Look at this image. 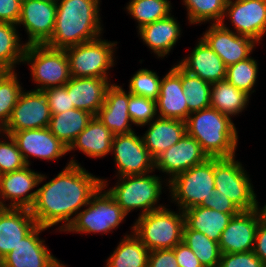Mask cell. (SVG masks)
I'll list each match as a JSON object with an SVG mask.
<instances>
[{
  "mask_svg": "<svg viewBox=\"0 0 266 267\" xmlns=\"http://www.w3.org/2000/svg\"><path fill=\"white\" fill-rule=\"evenodd\" d=\"M156 107L160 118L181 121L188 119V104L182 85V68L178 64L173 65L163 76Z\"/></svg>",
  "mask_w": 266,
  "mask_h": 267,
  "instance_id": "cell-20",
  "label": "cell"
},
{
  "mask_svg": "<svg viewBox=\"0 0 266 267\" xmlns=\"http://www.w3.org/2000/svg\"><path fill=\"white\" fill-rule=\"evenodd\" d=\"M11 136L27 165H31L30 156L40 160L55 161L68 154V148L50 132L48 127L17 131Z\"/></svg>",
  "mask_w": 266,
  "mask_h": 267,
  "instance_id": "cell-19",
  "label": "cell"
},
{
  "mask_svg": "<svg viewBox=\"0 0 266 267\" xmlns=\"http://www.w3.org/2000/svg\"><path fill=\"white\" fill-rule=\"evenodd\" d=\"M187 134L200 145L208 158L236 156L238 131L231 117L209 107L192 112L186 120Z\"/></svg>",
  "mask_w": 266,
  "mask_h": 267,
  "instance_id": "cell-3",
  "label": "cell"
},
{
  "mask_svg": "<svg viewBox=\"0 0 266 267\" xmlns=\"http://www.w3.org/2000/svg\"><path fill=\"white\" fill-rule=\"evenodd\" d=\"M4 136V137H2ZM0 175L10 173L27 166L22 153L12 136L2 133L0 135Z\"/></svg>",
  "mask_w": 266,
  "mask_h": 267,
  "instance_id": "cell-41",
  "label": "cell"
},
{
  "mask_svg": "<svg viewBox=\"0 0 266 267\" xmlns=\"http://www.w3.org/2000/svg\"><path fill=\"white\" fill-rule=\"evenodd\" d=\"M151 173V174H150ZM149 172L141 175L116 177L117 183L107 191L127 214L140 210L139 216L164 208L158 204L162 194V176Z\"/></svg>",
  "mask_w": 266,
  "mask_h": 267,
  "instance_id": "cell-5",
  "label": "cell"
},
{
  "mask_svg": "<svg viewBox=\"0 0 266 267\" xmlns=\"http://www.w3.org/2000/svg\"><path fill=\"white\" fill-rule=\"evenodd\" d=\"M259 225L255 210L241 211L233 216L219 239L222 254L253 251Z\"/></svg>",
  "mask_w": 266,
  "mask_h": 267,
  "instance_id": "cell-21",
  "label": "cell"
},
{
  "mask_svg": "<svg viewBox=\"0 0 266 267\" xmlns=\"http://www.w3.org/2000/svg\"><path fill=\"white\" fill-rule=\"evenodd\" d=\"M114 134L94 116L86 128L75 138L68 153L79 150L89 158H103L112 151Z\"/></svg>",
  "mask_w": 266,
  "mask_h": 267,
  "instance_id": "cell-28",
  "label": "cell"
},
{
  "mask_svg": "<svg viewBox=\"0 0 266 267\" xmlns=\"http://www.w3.org/2000/svg\"><path fill=\"white\" fill-rule=\"evenodd\" d=\"M226 18L235 33L260 43L266 34V0H227L222 22Z\"/></svg>",
  "mask_w": 266,
  "mask_h": 267,
  "instance_id": "cell-14",
  "label": "cell"
},
{
  "mask_svg": "<svg viewBox=\"0 0 266 267\" xmlns=\"http://www.w3.org/2000/svg\"><path fill=\"white\" fill-rule=\"evenodd\" d=\"M3 133V129L0 127V135Z\"/></svg>",
  "mask_w": 266,
  "mask_h": 267,
  "instance_id": "cell-53",
  "label": "cell"
},
{
  "mask_svg": "<svg viewBox=\"0 0 266 267\" xmlns=\"http://www.w3.org/2000/svg\"><path fill=\"white\" fill-rule=\"evenodd\" d=\"M182 242H184L197 256L203 267H218L221 259V250L218 242L209 239L202 232L183 228Z\"/></svg>",
  "mask_w": 266,
  "mask_h": 267,
  "instance_id": "cell-34",
  "label": "cell"
},
{
  "mask_svg": "<svg viewBox=\"0 0 266 267\" xmlns=\"http://www.w3.org/2000/svg\"><path fill=\"white\" fill-rule=\"evenodd\" d=\"M16 71H6L0 78V127L9 122L12 111L23 91ZM21 83V84H20Z\"/></svg>",
  "mask_w": 266,
  "mask_h": 267,
  "instance_id": "cell-38",
  "label": "cell"
},
{
  "mask_svg": "<svg viewBox=\"0 0 266 267\" xmlns=\"http://www.w3.org/2000/svg\"><path fill=\"white\" fill-rule=\"evenodd\" d=\"M102 185L92 195L89 203L80 210L72 223L63 232L78 234H107L117 229L127 214L106 190L108 181L101 178Z\"/></svg>",
  "mask_w": 266,
  "mask_h": 267,
  "instance_id": "cell-4",
  "label": "cell"
},
{
  "mask_svg": "<svg viewBox=\"0 0 266 267\" xmlns=\"http://www.w3.org/2000/svg\"><path fill=\"white\" fill-rule=\"evenodd\" d=\"M208 159L201 145L187 133L173 146L155 158V170L166 174L163 182H168L181 172Z\"/></svg>",
  "mask_w": 266,
  "mask_h": 267,
  "instance_id": "cell-18",
  "label": "cell"
},
{
  "mask_svg": "<svg viewBox=\"0 0 266 267\" xmlns=\"http://www.w3.org/2000/svg\"><path fill=\"white\" fill-rule=\"evenodd\" d=\"M101 0H60L56 11L55 26L50 48L66 49L97 39L102 34L100 16Z\"/></svg>",
  "mask_w": 266,
  "mask_h": 267,
  "instance_id": "cell-2",
  "label": "cell"
},
{
  "mask_svg": "<svg viewBox=\"0 0 266 267\" xmlns=\"http://www.w3.org/2000/svg\"><path fill=\"white\" fill-rule=\"evenodd\" d=\"M111 79L99 77H71L67 92L74 108L85 110L96 116L103 106Z\"/></svg>",
  "mask_w": 266,
  "mask_h": 267,
  "instance_id": "cell-24",
  "label": "cell"
},
{
  "mask_svg": "<svg viewBox=\"0 0 266 267\" xmlns=\"http://www.w3.org/2000/svg\"><path fill=\"white\" fill-rule=\"evenodd\" d=\"M47 229L37 224L0 261V267H67L50 252L45 240L40 239V233Z\"/></svg>",
  "mask_w": 266,
  "mask_h": 267,
  "instance_id": "cell-15",
  "label": "cell"
},
{
  "mask_svg": "<svg viewBox=\"0 0 266 267\" xmlns=\"http://www.w3.org/2000/svg\"><path fill=\"white\" fill-rule=\"evenodd\" d=\"M111 154L117 167L116 177L141 175L155 171V159L135 131L114 135Z\"/></svg>",
  "mask_w": 266,
  "mask_h": 267,
  "instance_id": "cell-11",
  "label": "cell"
},
{
  "mask_svg": "<svg viewBox=\"0 0 266 267\" xmlns=\"http://www.w3.org/2000/svg\"><path fill=\"white\" fill-rule=\"evenodd\" d=\"M51 112L43 91L25 90L20 94L3 133L12 135L17 131L48 127Z\"/></svg>",
  "mask_w": 266,
  "mask_h": 267,
  "instance_id": "cell-13",
  "label": "cell"
},
{
  "mask_svg": "<svg viewBox=\"0 0 266 267\" xmlns=\"http://www.w3.org/2000/svg\"><path fill=\"white\" fill-rule=\"evenodd\" d=\"M128 113L133 125L143 127L158 117L156 101L129 92Z\"/></svg>",
  "mask_w": 266,
  "mask_h": 267,
  "instance_id": "cell-42",
  "label": "cell"
},
{
  "mask_svg": "<svg viewBox=\"0 0 266 267\" xmlns=\"http://www.w3.org/2000/svg\"><path fill=\"white\" fill-rule=\"evenodd\" d=\"M93 117L94 115L85 110L73 108L59 114H53L48 129L69 148Z\"/></svg>",
  "mask_w": 266,
  "mask_h": 267,
  "instance_id": "cell-30",
  "label": "cell"
},
{
  "mask_svg": "<svg viewBox=\"0 0 266 267\" xmlns=\"http://www.w3.org/2000/svg\"><path fill=\"white\" fill-rule=\"evenodd\" d=\"M30 66L32 82L37 91L64 86L70 79V67L65 49L46 45H28L24 50L23 64Z\"/></svg>",
  "mask_w": 266,
  "mask_h": 267,
  "instance_id": "cell-7",
  "label": "cell"
},
{
  "mask_svg": "<svg viewBox=\"0 0 266 267\" xmlns=\"http://www.w3.org/2000/svg\"><path fill=\"white\" fill-rule=\"evenodd\" d=\"M171 202L177 204L181 211L199 206L208 201L215 189L214 158L181 172L168 182Z\"/></svg>",
  "mask_w": 266,
  "mask_h": 267,
  "instance_id": "cell-8",
  "label": "cell"
},
{
  "mask_svg": "<svg viewBox=\"0 0 266 267\" xmlns=\"http://www.w3.org/2000/svg\"><path fill=\"white\" fill-rule=\"evenodd\" d=\"M178 211L176 213L165 206L138 216L132 226L133 233L149 251L174 248L182 242L185 225L184 213Z\"/></svg>",
  "mask_w": 266,
  "mask_h": 267,
  "instance_id": "cell-6",
  "label": "cell"
},
{
  "mask_svg": "<svg viewBox=\"0 0 266 267\" xmlns=\"http://www.w3.org/2000/svg\"><path fill=\"white\" fill-rule=\"evenodd\" d=\"M187 10L189 24L221 23L227 0H182ZM212 21V22H210Z\"/></svg>",
  "mask_w": 266,
  "mask_h": 267,
  "instance_id": "cell-36",
  "label": "cell"
},
{
  "mask_svg": "<svg viewBox=\"0 0 266 267\" xmlns=\"http://www.w3.org/2000/svg\"><path fill=\"white\" fill-rule=\"evenodd\" d=\"M201 37L222 59L226 67L245 60L252 54L257 42L231 30L227 23H215L207 28Z\"/></svg>",
  "mask_w": 266,
  "mask_h": 267,
  "instance_id": "cell-16",
  "label": "cell"
},
{
  "mask_svg": "<svg viewBox=\"0 0 266 267\" xmlns=\"http://www.w3.org/2000/svg\"><path fill=\"white\" fill-rule=\"evenodd\" d=\"M36 225L30 209L0 208V261L13 251Z\"/></svg>",
  "mask_w": 266,
  "mask_h": 267,
  "instance_id": "cell-25",
  "label": "cell"
},
{
  "mask_svg": "<svg viewBox=\"0 0 266 267\" xmlns=\"http://www.w3.org/2000/svg\"><path fill=\"white\" fill-rule=\"evenodd\" d=\"M173 251L179 267H203L197 256L184 242L178 243Z\"/></svg>",
  "mask_w": 266,
  "mask_h": 267,
  "instance_id": "cell-48",
  "label": "cell"
},
{
  "mask_svg": "<svg viewBox=\"0 0 266 267\" xmlns=\"http://www.w3.org/2000/svg\"><path fill=\"white\" fill-rule=\"evenodd\" d=\"M45 175L30 169V165L0 175V208L30 209L35 202L37 189L31 191L46 180ZM7 200L9 204H6Z\"/></svg>",
  "mask_w": 266,
  "mask_h": 267,
  "instance_id": "cell-12",
  "label": "cell"
},
{
  "mask_svg": "<svg viewBox=\"0 0 266 267\" xmlns=\"http://www.w3.org/2000/svg\"><path fill=\"white\" fill-rule=\"evenodd\" d=\"M102 185L101 178L91 174L71 158L65 168L53 179L37 188V196L31 214L36 224L63 232L75 219L77 213L91 200Z\"/></svg>",
  "mask_w": 266,
  "mask_h": 267,
  "instance_id": "cell-1",
  "label": "cell"
},
{
  "mask_svg": "<svg viewBox=\"0 0 266 267\" xmlns=\"http://www.w3.org/2000/svg\"><path fill=\"white\" fill-rule=\"evenodd\" d=\"M147 125L143 134L144 146L155 159L162 152L176 144L186 133V121L157 117Z\"/></svg>",
  "mask_w": 266,
  "mask_h": 267,
  "instance_id": "cell-27",
  "label": "cell"
},
{
  "mask_svg": "<svg viewBox=\"0 0 266 267\" xmlns=\"http://www.w3.org/2000/svg\"><path fill=\"white\" fill-rule=\"evenodd\" d=\"M22 0H0V22L16 24L21 14Z\"/></svg>",
  "mask_w": 266,
  "mask_h": 267,
  "instance_id": "cell-47",
  "label": "cell"
},
{
  "mask_svg": "<svg viewBox=\"0 0 266 267\" xmlns=\"http://www.w3.org/2000/svg\"><path fill=\"white\" fill-rule=\"evenodd\" d=\"M7 70L0 65V78Z\"/></svg>",
  "mask_w": 266,
  "mask_h": 267,
  "instance_id": "cell-52",
  "label": "cell"
},
{
  "mask_svg": "<svg viewBox=\"0 0 266 267\" xmlns=\"http://www.w3.org/2000/svg\"><path fill=\"white\" fill-rule=\"evenodd\" d=\"M125 9L138 23L136 27L140 29L144 25L169 16L172 4L169 0H130Z\"/></svg>",
  "mask_w": 266,
  "mask_h": 267,
  "instance_id": "cell-35",
  "label": "cell"
},
{
  "mask_svg": "<svg viewBox=\"0 0 266 267\" xmlns=\"http://www.w3.org/2000/svg\"><path fill=\"white\" fill-rule=\"evenodd\" d=\"M256 199H257V197L255 196L254 210L257 214L258 221H259V223L266 225V204L263 207H261L259 205L258 200H256Z\"/></svg>",
  "mask_w": 266,
  "mask_h": 267,
  "instance_id": "cell-50",
  "label": "cell"
},
{
  "mask_svg": "<svg viewBox=\"0 0 266 267\" xmlns=\"http://www.w3.org/2000/svg\"><path fill=\"white\" fill-rule=\"evenodd\" d=\"M187 56L177 64L191 75L209 83L226 80L227 67L222 59L200 38Z\"/></svg>",
  "mask_w": 266,
  "mask_h": 267,
  "instance_id": "cell-22",
  "label": "cell"
},
{
  "mask_svg": "<svg viewBox=\"0 0 266 267\" xmlns=\"http://www.w3.org/2000/svg\"><path fill=\"white\" fill-rule=\"evenodd\" d=\"M147 267H179L173 248L150 251Z\"/></svg>",
  "mask_w": 266,
  "mask_h": 267,
  "instance_id": "cell-46",
  "label": "cell"
},
{
  "mask_svg": "<svg viewBox=\"0 0 266 267\" xmlns=\"http://www.w3.org/2000/svg\"><path fill=\"white\" fill-rule=\"evenodd\" d=\"M51 114H59L74 108L70 95L67 92V83L64 86L49 88L43 91Z\"/></svg>",
  "mask_w": 266,
  "mask_h": 267,
  "instance_id": "cell-43",
  "label": "cell"
},
{
  "mask_svg": "<svg viewBox=\"0 0 266 267\" xmlns=\"http://www.w3.org/2000/svg\"><path fill=\"white\" fill-rule=\"evenodd\" d=\"M218 267H263L253 251L222 254Z\"/></svg>",
  "mask_w": 266,
  "mask_h": 267,
  "instance_id": "cell-44",
  "label": "cell"
},
{
  "mask_svg": "<svg viewBox=\"0 0 266 267\" xmlns=\"http://www.w3.org/2000/svg\"><path fill=\"white\" fill-rule=\"evenodd\" d=\"M253 252L263 264H266V225L264 224L258 225Z\"/></svg>",
  "mask_w": 266,
  "mask_h": 267,
  "instance_id": "cell-49",
  "label": "cell"
},
{
  "mask_svg": "<svg viewBox=\"0 0 266 267\" xmlns=\"http://www.w3.org/2000/svg\"><path fill=\"white\" fill-rule=\"evenodd\" d=\"M116 46L117 41L102 39L101 35L97 39L66 48L71 77L110 79L108 73L115 66Z\"/></svg>",
  "mask_w": 266,
  "mask_h": 267,
  "instance_id": "cell-9",
  "label": "cell"
},
{
  "mask_svg": "<svg viewBox=\"0 0 266 267\" xmlns=\"http://www.w3.org/2000/svg\"><path fill=\"white\" fill-rule=\"evenodd\" d=\"M128 92V93H127ZM129 91L121 85L108 88L103 106L96 117L114 134H128L134 131L128 113Z\"/></svg>",
  "mask_w": 266,
  "mask_h": 267,
  "instance_id": "cell-23",
  "label": "cell"
},
{
  "mask_svg": "<svg viewBox=\"0 0 266 267\" xmlns=\"http://www.w3.org/2000/svg\"><path fill=\"white\" fill-rule=\"evenodd\" d=\"M162 78L155 71L139 69L129 80V92L136 96H142L157 100L160 94Z\"/></svg>",
  "mask_w": 266,
  "mask_h": 267,
  "instance_id": "cell-40",
  "label": "cell"
},
{
  "mask_svg": "<svg viewBox=\"0 0 266 267\" xmlns=\"http://www.w3.org/2000/svg\"><path fill=\"white\" fill-rule=\"evenodd\" d=\"M174 15L154 21L138 29L139 39L152 50L157 58L169 55L181 37L182 30Z\"/></svg>",
  "mask_w": 266,
  "mask_h": 267,
  "instance_id": "cell-26",
  "label": "cell"
},
{
  "mask_svg": "<svg viewBox=\"0 0 266 267\" xmlns=\"http://www.w3.org/2000/svg\"><path fill=\"white\" fill-rule=\"evenodd\" d=\"M250 95L227 80L211 84L210 107L231 118L237 116L247 108Z\"/></svg>",
  "mask_w": 266,
  "mask_h": 267,
  "instance_id": "cell-31",
  "label": "cell"
},
{
  "mask_svg": "<svg viewBox=\"0 0 266 267\" xmlns=\"http://www.w3.org/2000/svg\"><path fill=\"white\" fill-rule=\"evenodd\" d=\"M182 85L188 104V116L210 107L211 83L182 69Z\"/></svg>",
  "mask_w": 266,
  "mask_h": 267,
  "instance_id": "cell-37",
  "label": "cell"
},
{
  "mask_svg": "<svg viewBox=\"0 0 266 267\" xmlns=\"http://www.w3.org/2000/svg\"><path fill=\"white\" fill-rule=\"evenodd\" d=\"M202 207L211 208L221 213L239 214L241 210L227 196L214 189L208 201H203Z\"/></svg>",
  "mask_w": 266,
  "mask_h": 267,
  "instance_id": "cell-45",
  "label": "cell"
},
{
  "mask_svg": "<svg viewBox=\"0 0 266 267\" xmlns=\"http://www.w3.org/2000/svg\"><path fill=\"white\" fill-rule=\"evenodd\" d=\"M39 1H45V2H50V3H53V4H58L60 0H39Z\"/></svg>",
  "mask_w": 266,
  "mask_h": 267,
  "instance_id": "cell-51",
  "label": "cell"
},
{
  "mask_svg": "<svg viewBox=\"0 0 266 267\" xmlns=\"http://www.w3.org/2000/svg\"><path fill=\"white\" fill-rule=\"evenodd\" d=\"M258 63L253 57L239 61L227 67L226 80L236 88L251 95L258 78Z\"/></svg>",
  "mask_w": 266,
  "mask_h": 267,
  "instance_id": "cell-39",
  "label": "cell"
},
{
  "mask_svg": "<svg viewBox=\"0 0 266 267\" xmlns=\"http://www.w3.org/2000/svg\"><path fill=\"white\" fill-rule=\"evenodd\" d=\"M150 251L133 233H127L106 260L105 267H147Z\"/></svg>",
  "mask_w": 266,
  "mask_h": 267,
  "instance_id": "cell-32",
  "label": "cell"
},
{
  "mask_svg": "<svg viewBox=\"0 0 266 267\" xmlns=\"http://www.w3.org/2000/svg\"><path fill=\"white\" fill-rule=\"evenodd\" d=\"M56 4L39 0H22L21 14L17 26L23 28L28 36V45H45L51 38L55 20Z\"/></svg>",
  "mask_w": 266,
  "mask_h": 267,
  "instance_id": "cell-17",
  "label": "cell"
},
{
  "mask_svg": "<svg viewBox=\"0 0 266 267\" xmlns=\"http://www.w3.org/2000/svg\"><path fill=\"white\" fill-rule=\"evenodd\" d=\"M185 225L205 234L209 239L219 242L221 233L231 218L237 214L221 213L202 206L191 207L183 211Z\"/></svg>",
  "mask_w": 266,
  "mask_h": 267,
  "instance_id": "cell-29",
  "label": "cell"
},
{
  "mask_svg": "<svg viewBox=\"0 0 266 267\" xmlns=\"http://www.w3.org/2000/svg\"><path fill=\"white\" fill-rule=\"evenodd\" d=\"M235 158H214L215 189L227 196L241 211L253 210L257 195L248 172Z\"/></svg>",
  "mask_w": 266,
  "mask_h": 267,
  "instance_id": "cell-10",
  "label": "cell"
},
{
  "mask_svg": "<svg viewBox=\"0 0 266 267\" xmlns=\"http://www.w3.org/2000/svg\"><path fill=\"white\" fill-rule=\"evenodd\" d=\"M17 28L16 24L0 22V65L7 71H15L16 65L23 64L26 45Z\"/></svg>",
  "mask_w": 266,
  "mask_h": 267,
  "instance_id": "cell-33",
  "label": "cell"
}]
</instances>
